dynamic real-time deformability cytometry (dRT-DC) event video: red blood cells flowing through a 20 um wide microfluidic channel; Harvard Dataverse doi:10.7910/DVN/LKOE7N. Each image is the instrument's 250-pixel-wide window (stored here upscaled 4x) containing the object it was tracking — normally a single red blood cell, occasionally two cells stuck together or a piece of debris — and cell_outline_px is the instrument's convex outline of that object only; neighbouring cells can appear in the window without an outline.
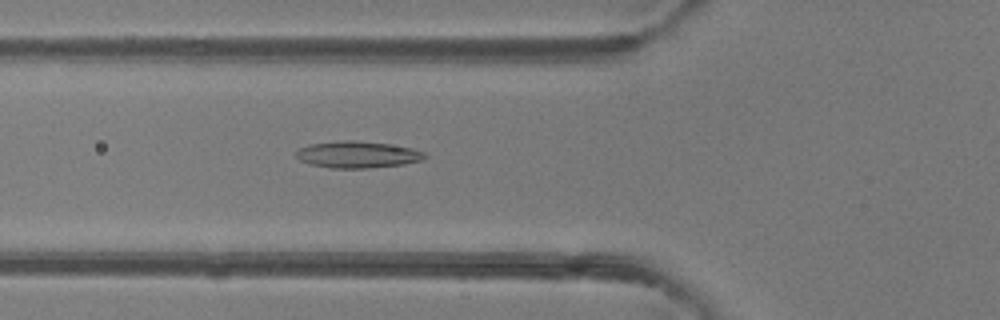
{"species": "common noctule bat (a hibernating species)", "species_latin": "Nyctalus noctula", "temperature_condition": "room temperature", "stored_images_in_passage": 48, "camera_frame_rate_fps": 3000, "um_per_image_px": 0.085, "animal": {"sex": "female"}, "frame": {"image": 1, "passage_image": 17, "time_ms": 5.333, "image_size_px": [1000, 320], "cell_outline_px": [[428, 156], [420, 160], [404, 164], [368, 168], [328, 168], [312, 164], [300, 160], [296, 156], [296, 152], [300, 148], [308, 144], [344, 140], [352, 140], [388, 144], [412, 148], [424, 152]], "centroid_in_image_um": [30.38, 13.14], "position_along_channel_um": 95.4, "area_um2": 19.88}}
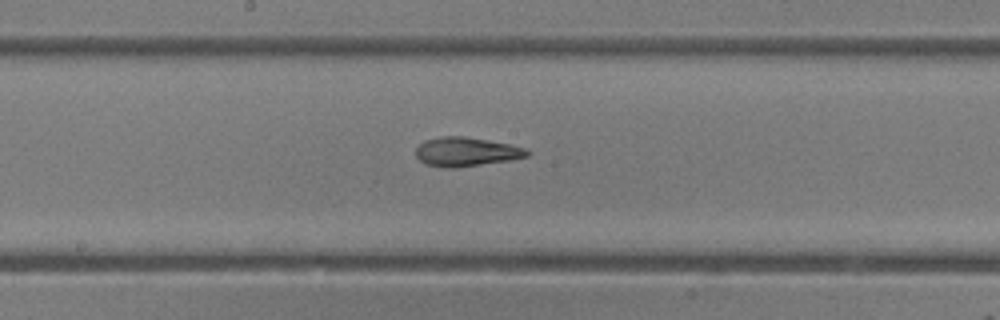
{"frame": {"image": 2, "passage_image": 25, "time_ms": 8.0, "image_size_px": [1000, 320], "cell_outline_px": [[532, 152], [528, 156], [508, 160], [456, 168], [444, 168], [424, 164], [416, 156], [416, 148], [424, 140], [440, 136], [464, 136], [488, 140], [508, 144], [524, 148]], "centroid_in_image_um": [39.59, 12.9], "position_along_channel_um": 208.6, "area_um2": 18.84}}
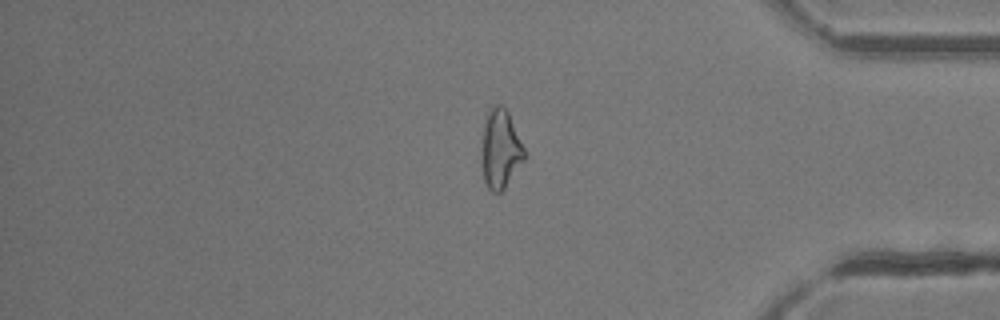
{"frame": {"image": 3, "passage_image": 40, "time_ms": 13.0, "image_size_px": [1000, 320], "cell_outline_px": [[524, 160], [504, 188], [500, 192], [492, 192], [488, 188], [484, 180], [480, 160], [480, 152], [484, 124], [488, 108], [492, 104], [500, 104], [508, 112], [524, 148]], "centroid_in_image_um": [42.49, 12.65], "position_along_channel_um": 392.7, "area_um2": 19.77}, "authors_computed_cell_mechanics": {"area_um2": 19.8254, "velocity_mm_per_s": 4.2123, "shape_relaxation_time_tau1_ms": 6.5704, "shape_relaxation_time_tau2_ms": 3.3511, "deformation_change_tau1": 0.2078, "deformation_change_tau2": 0.1157}}